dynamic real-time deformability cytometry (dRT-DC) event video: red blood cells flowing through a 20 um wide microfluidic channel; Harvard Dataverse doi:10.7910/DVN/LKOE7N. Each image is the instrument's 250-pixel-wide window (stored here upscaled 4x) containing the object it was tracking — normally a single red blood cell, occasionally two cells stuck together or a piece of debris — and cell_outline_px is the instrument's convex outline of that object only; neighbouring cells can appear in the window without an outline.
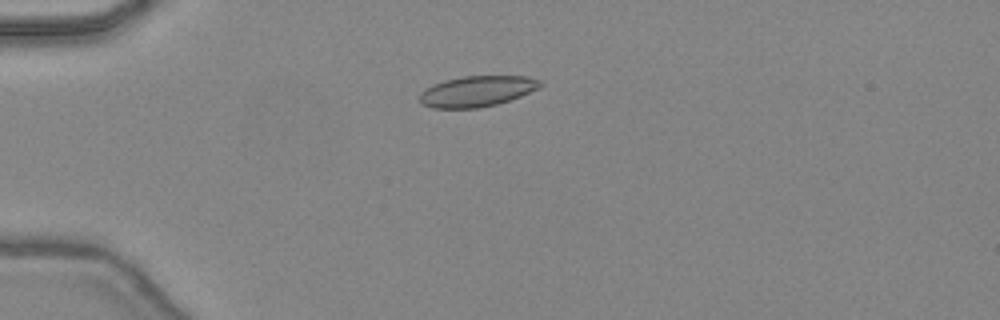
{"species": "common noctule bat (a hibernating species)", "species_latin": "Nyctalus noctula", "temperature_condition": "warm", "stored_images_in_passage": 47, "camera_frame_rate_fps": 3000, "um_per_image_px": 0.085, "animal": {"sex": "female", "body_mass_g": 24.6, "forearm_length_mm": 56.2}, "frame": {"image": 1, "passage_image": 13, "time_ms": 4.0, "image_size_px": [1000, 320], "cell_outline_px": [[544, 84], [540, 88], [520, 96], [496, 104], [480, 108], [432, 108], [420, 104], [420, 92], [424, 88], [432, 84], [444, 80], [464, 76], [528, 76], [540, 80]], "centroid_in_image_um": [40.53, 7.75], "position_along_channel_um": 44.5, "area_um2": 21.79}}
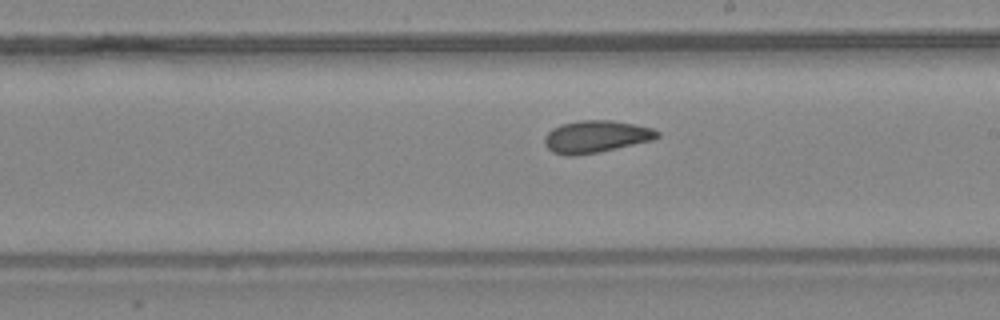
{"frame": {"image": 2, "passage_image": 28, "time_ms": 9.0, "image_size_px": [1000, 320], "cell_outline_px": [[660, 136], [652, 140], [600, 152], [572, 156], [568, 156], [552, 152], [544, 144], [544, 136], [552, 128], [560, 124], [580, 120], [612, 120], [652, 128], [660, 132]], "centroid_in_image_um": [50.63, 11.61], "position_along_channel_um": 238.4, "area_um2": 21.21}}
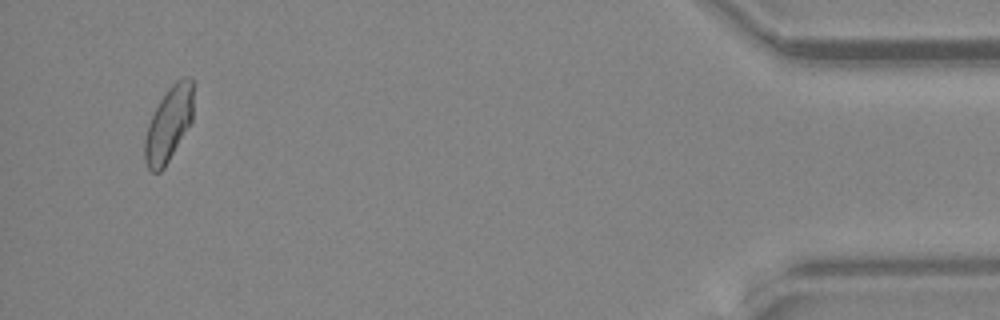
{"frame": {"image": 3, "passage_image": 45, "time_ms": 14.667, "image_size_px": [1000, 320], "cell_outline_px": [[192, 120], [164, 168], [160, 172], [152, 172], [148, 168], [144, 160], [144, 140], [148, 124], [160, 100], [168, 88], [176, 80], [184, 76], [188, 76], [192, 80]], "centroid_in_image_um": [14.32, 10.55], "position_along_channel_um": 420.9, "area_um2": 20.87}, "authors_computed_cell_mechanics": {"area_um2": 21.2126, "velocity_mm_per_s": 4.4847, "shape_relaxation_time_tau1_ms": 7.4329, "shape_relaxation_time_tau2_ms": 3.0869, "deformation_change_tau1": 0.1364, "deformation_change_tau2": 0.0691}}